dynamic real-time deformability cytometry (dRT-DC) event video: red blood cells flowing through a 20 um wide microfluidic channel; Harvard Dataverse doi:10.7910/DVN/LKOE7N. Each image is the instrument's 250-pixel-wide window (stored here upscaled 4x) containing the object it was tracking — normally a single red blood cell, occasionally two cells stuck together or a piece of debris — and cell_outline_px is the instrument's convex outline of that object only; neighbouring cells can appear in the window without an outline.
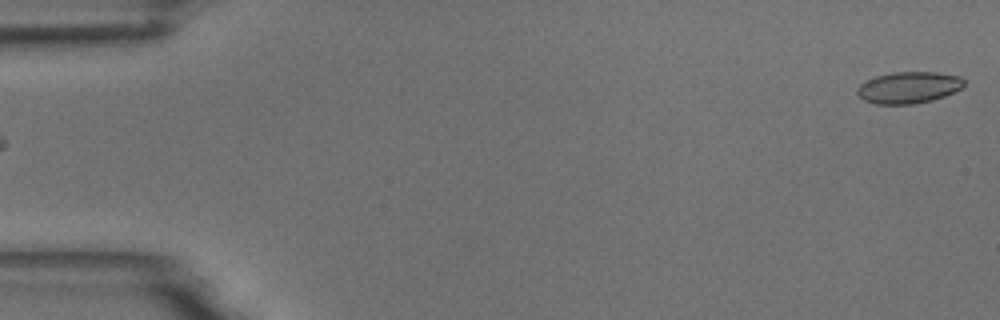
{"species": "common noctule bat (a hibernating species)", "species_latin": "Nyctalus noctula", "temperature_condition": "room temperature", "stored_images_in_passage": 15, "camera_frame_rate_fps": 3000, "um_per_image_px": 0.085, "animal": {"sex": "male", "body_mass_g": 18.8}, "frame": {"image": 1, "passage_image": 1, "time_ms": 0.0, "image_size_px": [1000, 320], "cell_outline_px": [[964, 84], [960, 88], [944, 96], [932, 100], [912, 104], [876, 104], [864, 100], [856, 92], [856, 88], [860, 84], [876, 76], [892, 72], [936, 72], [960, 76], [964, 80]], "centroid_in_image_um": [77.21, 7.43], "position_along_channel_um": 7.8, "area_um2": 19.54}}
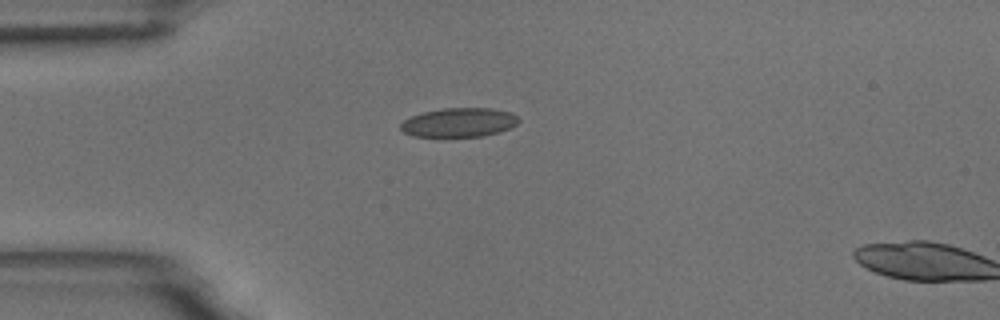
{"frame": {"image": 2, "passage_image": 14, "time_ms": 4.333, "image_size_px": [1000, 320], "cell_outline_px": [[520, 120], [512, 128], [500, 132], [484, 136], [412, 136], [404, 132], [400, 128], [400, 124], [404, 120], [412, 116], [424, 112], [444, 108], [492, 108], [512, 112]], "centroid_in_image_um": [39.06, 10.4], "position_along_channel_um": 45.9, "area_um2": 20.0}}